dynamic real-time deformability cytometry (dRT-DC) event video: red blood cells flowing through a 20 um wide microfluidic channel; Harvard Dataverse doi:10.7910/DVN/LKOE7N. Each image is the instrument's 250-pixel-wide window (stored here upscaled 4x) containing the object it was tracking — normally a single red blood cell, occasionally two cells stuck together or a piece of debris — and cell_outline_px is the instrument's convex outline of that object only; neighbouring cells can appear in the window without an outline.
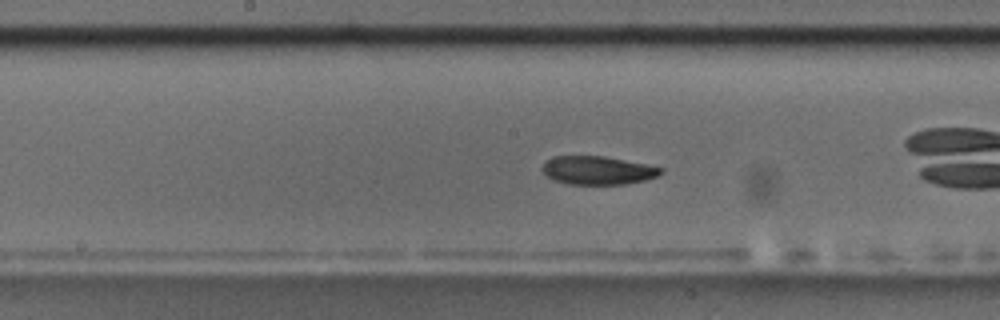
{"species": "common noctule bat (a hibernating species)", "species_latin": "Nyctalus noctula", "temperature_condition": "room temperature", "stored_images_in_passage": 40, "camera_frame_rate_fps": 3000, "um_per_image_px": 0.085, "animal": {"sex": "male", "body_mass_g": 17.5, "forearm_length_mm": 52.3}, "frame": {"image": 1, "passage_image": 12, "time_ms": 3.667, "image_size_px": [1000, 320], "cell_outline_px": [[664, 172], [656, 176], [644, 180], [624, 184], [568, 184], [552, 180], [540, 168], [544, 160], [552, 156], [604, 156], [664, 168]], "centroid_in_image_um": [50.75, 14.47], "position_along_channel_um": 197.5, "area_um2": 19.65}, "authors_computed_cell_mechanics": {"area_um2": 20.6346, "velocity_mm_per_s": 3.601, "shape_relaxation_time_tau1_ms": 3.4775, "shape_relaxation_time_tau2_ms": 2.6108, "deformation_change_tau1": 0.0877, "deformation_change_tau2": 0.0706}}